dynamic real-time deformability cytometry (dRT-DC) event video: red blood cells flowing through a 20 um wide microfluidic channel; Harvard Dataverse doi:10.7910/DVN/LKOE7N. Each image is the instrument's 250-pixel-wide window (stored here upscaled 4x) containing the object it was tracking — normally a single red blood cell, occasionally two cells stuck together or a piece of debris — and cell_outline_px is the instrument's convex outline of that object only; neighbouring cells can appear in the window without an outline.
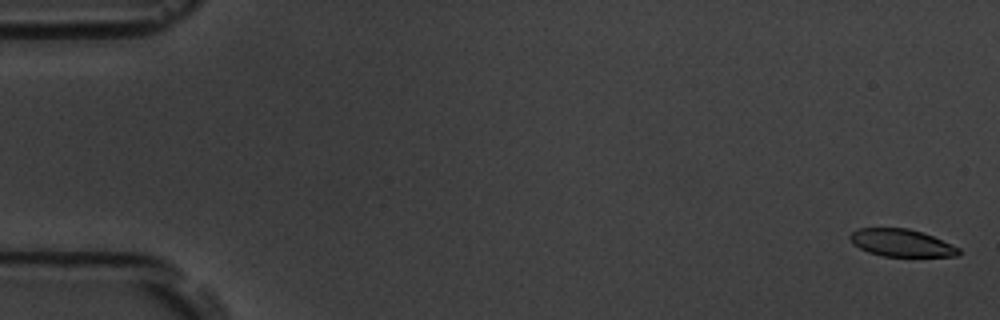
{"species": "common noctule bat (a hibernating species)", "species_latin": "Nyctalus noctula", "temperature_condition": "room temperature", "stored_images_in_passage": 55, "camera_frame_rate_fps": 3000, "um_per_image_px": 0.085, "animal": {"sex": "male", "body_mass_g": 19.5, "forearm_length_mm": 54.6}, "frame": {"image": 1, "passage_image": 2, "time_ms": 0.333, "image_size_px": [1000, 320], "cell_outline_px": [[960, 256], [884, 256], [868, 252], [852, 244], [848, 236], [852, 232], [860, 228], [908, 228], [932, 236], [960, 248]], "centroid_in_image_um": [76.6, 20.65], "position_along_channel_um": 8.4, "area_um2": 17.22}}
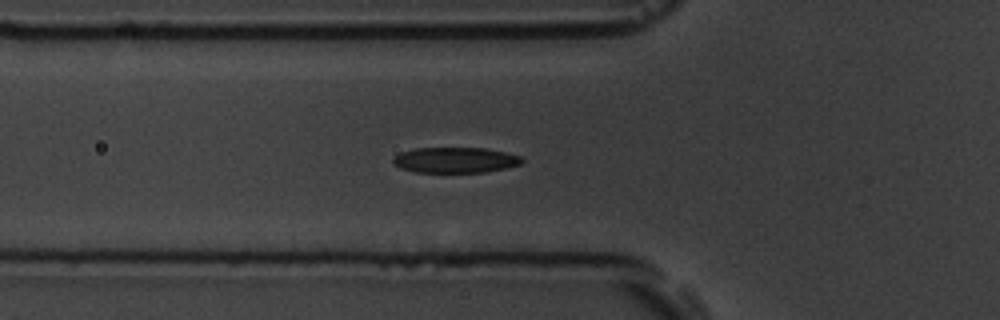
{"frame": {"image": 2, "passage_image": 20, "time_ms": 6.333, "image_size_px": [1000, 320], "cell_outline_px": [[524, 160], [520, 164], [504, 168], [484, 172], [416, 172], [400, 168], [392, 164], [392, 156], [400, 152], [416, 148], [484, 148], [504, 152], [520, 156]], "centroid_in_image_um": [38.63, 13.6], "position_along_channel_um": 87.2, "area_um2": 19.19}}
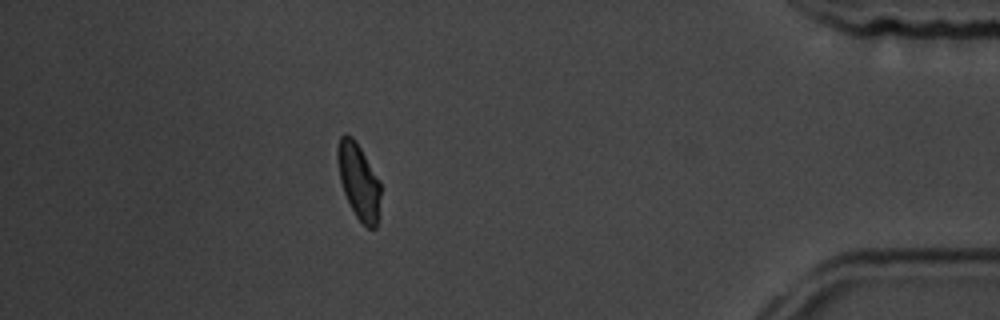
{"frame": {"image": 3, "passage_image": 49, "time_ms": 16.0, "image_size_px": [1000, 320], "cell_outline_px": [[380, 196], [376, 228], [368, 228], [356, 216], [344, 192], [340, 180], [336, 160], [336, 148], [340, 136], [344, 132], [352, 136], [356, 140], [380, 180]], "centroid_in_image_um": [30.46, 15.32], "position_along_channel_um": 404.7, "area_um2": 19.07}, "authors_computed_cell_mechanics": {"area_um2": 19.3052, "velocity_mm_per_s": 3.7697, "shape_relaxation_time_tau1_ms": 2.3023, "shape_relaxation_time_tau2_ms": 2.7744, "deformation_change_tau1": 0.1198, "deformation_change_tau2": 0.0829}}